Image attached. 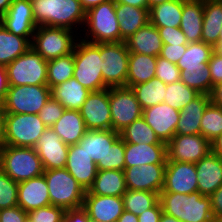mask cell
I'll return each mask as SVG.
<instances>
[{"label":"cell","mask_w":222,"mask_h":222,"mask_svg":"<svg viewBox=\"0 0 222 222\" xmlns=\"http://www.w3.org/2000/svg\"><path fill=\"white\" fill-rule=\"evenodd\" d=\"M211 152L222 158V133L211 141Z\"/></svg>","instance_id":"94428289"},{"label":"cell","mask_w":222,"mask_h":222,"mask_svg":"<svg viewBox=\"0 0 222 222\" xmlns=\"http://www.w3.org/2000/svg\"><path fill=\"white\" fill-rule=\"evenodd\" d=\"M117 222H138V217L137 215L124 210Z\"/></svg>","instance_id":"03108f58"},{"label":"cell","mask_w":222,"mask_h":222,"mask_svg":"<svg viewBox=\"0 0 222 222\" xmlns=\"http://www.w3.org/2000/svg\"><path fill=\"white\" fill-rule=\"evenodd\" d=\"M13 0H0V20L10 7Z\"/></svg>","instance_id":"003e7915"},{"label":"cell","mask_w":222,"mask_h":222,"mask_svg":"<svg viewBox=\"0 0 222 222\" xmlns=\"http://www.w3.org/2000/svg\"><path fill=\"white\" fill-rule=\"evenodd\" d=\"M167 1H170V0H147L148 9L151 8V7H153V6H156V5H158V4L167 2Z\"/></svg>","instance_id":"89a4df30"},{"label":"cell","mask_w":222,"mask_h":222,"mask_svg":"<svg viewBox=\"0 0 222 222\" xmlns=\"http://www.w3.org/2000/svg\"><path fill=\"white\" fill-rule=\"evenodd\" d=\"M213 51L214 47L203 41L188 43L185 54L176 65L180 70L205 68L208 66Z\"/></svg>","instance_id":"74e56055"},{"label":"cell","mask_w":222,"mask_h":222,"mask_svg":"<svg viewBox=\"0 0 222 222\" xmlns=\"http://www.w3.org/2000/svg\"><path fill=\"white\" fill-rule=\"evenodd\" d=\"M50 98L47 85L9 86L3 105L6 114H38Z\"/></svg>","instance_id":"30bf717a"},{"label":"cell","mask_w":222,"mask_h":222,"mask_svg":"<svg viewBox=\"0 0 222 222\" xmlns=\"http://www.w3.org/2000/svg\"><path fill=\"white\" fill-rule=\"evenodd\" d=\"M117 3L127 4L139 8H148L147 0H115Z\"/></svg>","instance_id":"be15d7a7"},{"label":"cell","mask_w":222,"mask_h":222,"mask_svg":"<svg viewBox=\"0 0 222 222\" xmlns=\"http://www.w3.org/2000/svg\"><path fill=\"white\" fill-rule=\"evenodd\" d=\"M130 53L159 56L163 47L158 28L150 22L124 41Z\"/></svg>","instance_id":"484cf974"},{"label":"cell","mask_w":222,"mask_h":222,"mask_svg":"<svg viewBox=\"0 0 222 222\" xmlns=\"http://www.w3.org/2000/svg\"><path fill=\"white\" fill-rule=\"evenodd\" d=\"M65 108L52 96L38 113L46 127H52L61 117Z\"/></svg>","instance_id":"681fc988"},{"label":"cell","mask_w":222,"mask_h":222,"mask_svg":"<svg viewBox=\"0 0 222 222\" xmlns=\"http://www.w3.org/2000/svg\"><path fill=\"white\" fill-rule=\"evenodd\" d=\"M27 212L20 206L0 210V222H24Z\"/></svg>","instance_id":"db71d44e"},{"label":"cell","mask_w":222,"mask_h":222,"mask_svg":"<svg viewBox=\"0 0 222 222\" xmlns=\"http://www.w3.org/2000/svg\"><path fill=\"white\" fill-rule=\"evenodd\" d=\"M30 48L26 38L10 33L0 23V66H7Z\"/></svg>","instance_id":"d590c367"},{"label":"cell","mask_w":222,"mask_h":222,"mask_svg":"<svg viewBox=\"0 0 222 222\" xmlns=\"http://www.w3.org/2000/svg\"><path fill=\"white\" fill-rule=\"evenodd\" d=\"M66 210L49 205L27 212V216L35 222H62Z\"/></svg>","instance_id":"c3c4849f"},{"label":"cell","mask_w":222,"mask_h":222,"mask_svg":"<svg viewBox=\"0 0 222 222\" xmlns=\"http://www.w3.org/2000/svg\"><path fill=\"white\" fill-rule=\"evenodd\" d=\"M119 137V132L112 129L87 130L78 144L97 164L98 170H106L107 151Z\"/></svg>","instance_id":"7402d4cb"},{"label":"cell","mask_w":222,"mask_h":222,"mask_svg":"<svg viewBox=\"0 0 222 222\" xmlns=\"http://www.w3.org/2000/svg\"><path fill=\"white\" fill-rule=\"evenodd\" d=\"M187 45H169L163 44L160 57L168 60L173 64H177L183 54H185Z\"/></svg>","instance_id":"816d5d0a"},{"label":"cell","mask_w":222,"mask_h":222,"mask_svg":"<svg viewBox=\"0 0 222 222\" xmlns=\"http://www.w3.org/2000/svg\"><path fill=\"white\" fill-rule=\"evenodd\" d=\"M222 133V108L210 103L203 114L200 134L210 142Z\"/></svg>","instance_id":"ee69618b"},{"label":"cell","mask_w":222,"mask_h":222,"mask_svg":"<svg viewBox=\"0 0 222 222\" xmlns=\"http://www.w3.org/2000/svg\"><path fill=\"white\" fill-rule=\"evenodd\" d=\"M212 85L222 81V55H219L215 51L212 52L210 60L208 62Z\"/></svg>","instance_id":"f5cc1de1"},{"label":"cell","mask_w":222,"mask_h":222,"mask_svg":"<svg viewBox=\"0 0 222 222\" xmlns=\"http://www.w3.org/2000/svg\"><path fill=\"white\" fill-rule=\"evenodd\" d=\"M74 54L73 77L91 92L109 88L103 81L102 67L104 61L100 59V43L93 44L77 39Z\"/></svg>","instance_id":"3957f363"},{"label":"cell","mask_w":222,"mask_h":222,"mask_svg":"<svg viewBox=\"0 0 222 222\" xmlns=\"http://www.w3.org/2000/svg\"><path fill=\"white\" fill-rule=\"evenodd\" d=\"M180 81L200 94L210 95L213 85L209 66L180 70Z\"/></svg>","instance_id":"b9f144b4"},{"label":"cell","mask_w":222,"mask_h":222,"mask_svg":"<svg viewBox=\"0 0 222 222\" xmlns=\"http://www.w3.org/2000/svg\"><path fill=\"white\" fill-rule=\"evenodd\" d=\"M83 208L91 222H117L124 211L122 196H101L85 192Z\"/></svg>","instance_id":"ffe728a7"},{"label":"cell","mask_w":222,"mask_h":222,"mask_svg":"<svg viewBox=\"0 0 222 222\" xmlns=\"http://www.w3.org/2000/svg\"><path fill=\"white\" fill-rule=\"evenodd\" d=\"M183 0H170L149 8V22L156 28L180 27Z\"/></svg>","instance_id":"836d02e7"},{"label":"cell","mask_w":222,"mask_h":222,"mask_svg":"<svg viewBox=\"0 0 222 222\" xmlns=\"http://www.w3.org/2000/svg\"><path fill=\"white\" fill-rule=\"evenodd\" d=\"M88 191L101 196H122L127 191L124 171L98 170Z\"/></svg>","instance_id":"1f68e13d"},{"label":"cell","mask_w":222,"mask_h":222,"mask_svg":"<svg viewBox=\"0 0 222 222\" xmlns=\"http://www.w3.org/2000/svg\"><path fill=\"white\" fill-rule=\"evenodd\" d=\"M157 57L129 53V66L126 87L147 82L155 77Z\"/></svg>","instance_id":"d6a6232c"},{"label":"cell","mask_w":222,"mask_h":222,"mask_svg":"<svg viewBox=\"0 0 222 222\" xmlns=\"http://www.w3.org/2000/svg\"><path fill=\"white\" fill-rule=\"evenodd\" d=\"M198 191L211 196L222 185V158L210 152L195 163Z\"/></svg>","instance_id":"cb8c5ba5"},{"label":"cell","mask_w":222,"mask_h":222,"mask_svg":"<svg viewBox=\"0 0 222 222\" xmlns=\"http://www.w3.org/2000/svg\"><path fill=\"white\" fill-rule=\"evenodd\" d=\"M90 93L74 77L51 89V96L67 110H80Z\"/></svg>","instance_id":"4dcf8cb0"},{"label":"cell","mask_w":222,"mask_h":222,"mask_svg":"<svg viewBox=\"0 0 222 222\" xmlns=\"http://www.w3.org/2000/svg\"><path fill=\"white\" fill-rule=\"evenodd\" d=\"M125 167L166 164L167 144L125 143Z\"/></svg>","instance_id":"d4e9b609"},{"label":"cell","mask_w":222,"mask_h":222,"mask_svg":"<svg viewBox=\"0 0 222 222\" xmlns=\"http://www.w3.org/2000/svg\"><path fill=\"white\" fill-rule=\"evenodd\" d=\"M214 51L219 55H222V41H218V43L214 46Z\"/></svg>","instance_id":"2644e50d"},{"label":"cell","mask_w":222,"mask_h":222,"mask_svg":"<svg viewBox=\"0 0 222 222\" xmlns=\"http://www.w3.org/2000/svg\"><path fill=\"white\" fill-rule=\"evenodd\" d=\"M159 201L164 213L181 222H215L210 196L199 191L190 194L160 192Z\"/></svg>","instance_id":"7a4b0ae2"},{"label":"cell","mask_w":222,"mask_h":222,"mask_svg":"<svg viewBox=\"0 0 222 222\" xmlns=\"http://www.w3.org/2000/svg\"><path fill=\"white\" fill-rule=\"evenodd\" d=\"M200 93L188 87L182 81L167 84L164 101L170 107L181 111L188 103L194 100Z\"/></svg>","instance_id":"7bdbcfd3"},{"label":"cell","mask_w":222,"mask_h":222,"mask_svg":"<svg viewBox=\"0 0 222 222\" xmlns=\"http://www.w3.org/2000/svg\"><path fill=\"white\" fill-rule=\"evenodd\" d=\"M124 210L140 215L159 202V194L143 190H127L123 195Z\"/></svg>","instance_id":"60d3db41"},{"label":"cell","mask_w":222,"mask_h":222,"mask_svg":"<svg viewBox=\"0 0 222 222\" xmlns=\"http://www.w3.org/2000/svg\"><path fill=\"white\" fill-rule=\"evenodd\" d=\"M142 117L154 130L161 142L167 144L176 135L180 111L170 107L165 102L144 108Z\"/></svg>","instance_id":"d6986e66"},{"label":"cell","mask_w":222,"mask_h":222,"mask_svg":"<svg viewBox=\"0 0 222 222\" xmlns=\"http://www.w3.org/2000/svg\"><path fill=\"white\" fill-rule=\"evenodd\" d=\"M36 26L75 29L84 26L86 11L80 0H30ZM76 26V27H74ZM74 27V28H73Z\"/></svg>","instance_id":"6da1fadb"},{"label":"cell","mask_w":222,"mask_h":222,"mask_svg":"<svg viewBox=\"0 0 222 222\" xmlns=\"http://www.w3.org/2000/svg\"><path fill=\"white\" fill-rule=\"evenodd\" d=\"M18 206V182L0 169V210Z\"/></svg>","instance_id":"f6af8a7d"},{"label":"cell","mask_w":222,"mask_h":222,"mask_svg":"<svg viewBox=\"0 0 222 222\" xmlns=\"http://www.w3.org/2000/svg\"><path fill=\"white\" fill-rule=\"evenodd\" d=\"M213 218L222 219V185L210 196Z\"/></svg>","instance_id":"6f0895ef"},{"label":"cell","mask_w":222,"mask_h":222,"mask_svg":"<svg viewBox=\"0 0 222 222\" xmlns=\"http://www.w3.org/2000/svg\"><path fill=\"white\" fill-rule=\"evenodd\" d=\"M65 168L86 191L98 172L97 164L78 143L69 146Z\"/></svg>","instance_id":"44dd1931"},{"label":"cell","mask_w":222,"mask_h":222,"mask_svg":"<svg viewBox=\"0 0 222 222\" xmlns=\"http://www.w3.org/2000/svg\"><path fill=\"white\" fill-rule=\"evenodd\" d=\"M115 11L119 22L120 42H124L138 29L149 23V9L129 6L115 1Z\"/></svg>","instance_id":"83f0119b"},{"label":"cell","mask_w":222,"mask_h":222,"mask_svg":"<svg viewBox=\"0 0 222 222\" xmlns=\"http://www.w3.org/2000/svg\"><path fill=\"white\" fill-rule=\"evenodd\" d=\"M129 53L125 42L100 43L102 77L109 88L126 86Z\"/></svg>","instance_id":"8fae6325"},{"label":"cell","mask_w":222,"mask_h":222,"mask_svg":"<svg viewBox=\"0 0 222 222\" xmlns=\"http://www.w3.org/2000/svg\"><path fill=\"white\" fill-rule=\"evenodd\" d=\"M34 149L41 159L44 170L65 168L69 146L51 127L44 130Z\"/></svg>","instance_id":"ac0fdd59"},{"label":"cell","mask_w":222,"mask_h":222,"mask_svg":"<svg viewBox=\"0 0 222 222\" xmlns=\"http://www.w3.org/2000/svg\"><path fill=\"white\" fill-rule=\"evenodd\" d=\"M166 164H143L125 167L127 190H143L160 194L164 184Z\"/></svg>","instance_id":"e0dca14e"},{"label":"cell","mask_w":222,"mask_h":222,"mask_svg":"<svg viewBox=\"0 0 222 222\" xmlns=\"http://www.w3.org/2000/svg\"><path fill=\"white\" fill-rule=\"evenodd\" d=\"M0 169L15 182L43 175L44 168L34 148L2 145Z\"/></svg>","instance_id":"277c9868"},{"label":"cell","mask_w":222,"mask_h":222,"mask_svg":"<svg viewBox=\"0 0 222 222\" xmlns=\"http://www.w3.org/2000/svg\"><path fill=\"white\" fill-rule=\"evenodd\" d=\"M73 32L76 30L38 26L32 37L31 48L46 61L65 56L74 51L77 43L75 37L78 35L77 33L74 35Z\"/></svg>","instance_id":"52a82bcc"},{"label":"cell","mask_w":222,"mask_h":222,"mask_svg":"<svg viewBox=\"0 0 222 222\" xmlns=\"http://www.w3.org/2000/svg\"><path fill=\"white\" fill-rule=\"evenodd\" d=\"M9 88L6 66H0V102L3 103Z\"/></svg>","instance_id":"680465c9"},{"label":"cell","mask_w":222,"mask_h":222,"mask_svg":"<svg viewBox=\"0 0 222 222\" xmlns=\"http://www.w3.org/2000/svg\"><path fill=\"white\" fill-rule=\"evenodd\" d=\"M195 163L167 161L161 192L190 194L198 191Z\"/></svg>","instance_id":"9a60e30c"},{"label":"cell","mask_w":222,"mask_h":222,"mask_svg":"<svg viewBox=\"0 0 222 222\" xmlns=\"http://www.w3.org/2000/svg\"><path fill=\"white\" fill-rule=\"evenodd\" d=\"M180 69L176 64L157 56L155 77L165 84L180 81Z\"/></svg>","instance_id":"7dc6e473"},{"label":"cell","mask_w":222,"mask_h":222,"mask_svg":"<svg viewBox=\"0 0 222 222\" xmlns=\"http://www.w3.org/2000/svg\"><path fill=\"white\" fill-rule=\"evenodd\" d=\"M51 205L44 175L18 183V206L30 212Z\"/></svg>","instance_id":"603a6c76"},{"label":"cell","mask_w":222,"mask_h":222,"mask_svg":"<svg viewBox=\"0 0 222 222\" xmlns=\"http://www.w3.org/2000/svg\"><path fill=\"white\" fill-rule=\"evenodd\" d=\"M110 0H80L82 8L87 12L90 8L95 7L103 2Z\"/></svg>","instance_id":"e7e4bbea"},{"label":"cell","mask_w":222,"mask_h":222,"mask_svg":"<svg viewBox=\"0 0 222 222\" xmlns=\"http://www.w3.org/2000/svg\"><path fill=\"white\" fill-rule=\"evenodd\" d=\"M47 62L32 48L6 66L9 86L47 85Z\"/></svg>","instance_id":"9c48e42d"},{"label":"cell","mask_w":222,"mask_h":222,"mask_svg":"<svg viewBox=\"0 0 222 222\" xmlns=\"http://www.w3.org/2000/svg\"><path fill=\"white\" fill-rule=\"evenodd\" d=\"M211 103L210 95L199 94L188 103L181 111L176 134L196 135L200 134L201 119L206 107Z\"/></svg>","instance_id":"4316f807"},{"label":"cell","mask_w":222,"mask_h":222,"mask_svg":"<svg viewBox=\"0 0 222 222\" xmlns=\"http://www.w3.org/2000/svg\"><path fill=\"white\" fill-rule=\"evenodd\" d=\"M218 41H222V26H221V31H220V34H219V37H218Z\"/></svg>","instance_id":"8c879c8a"},{"label":"cell","mask_w":222,"mask_h":222,"mask_svg":"<svg viewBox=\"0 0 222 222\" xmlns=\"http://www.w3.org/2000/svg\"><path fill=\"white\" fill-rule=\"evenodd\" d=\"M222 26V0H204L202 41L213 47L218 43Z\"/></svg>","instance_id":"e575fe53"},{"label":"cell","mask_w":222,"mask_h":222,"mask_svg":"<svg viewBox=\"0 0 222 222\" xmlns=\"http://www.w3.org/2000/svg\"><path fill=\"white\" fill-rule=\"evenodd\" d=\"M210 101L215 106L222 108V81L213 86L210 93Z\"/></svg>","instance_id":"91938a15"},{"label":"cell","mask_w":222,"mask_h":222,"mask_svg":"<svg viewBox=\"0 0 222 222\" xmlns=\"http://www.w3.org/2000/svg\"><path fill=\"white\" fill-rule=\"evenodd\" d=\"M5 115L6 111L4 109V105L0 102V147L3 145L4 139Z\"/></svg>","instance_id":"6125c7cd"},{"label":"cell","mask_w":222,"mask_h":222,"mask_svg":"<svg viewBox=\"0 0 222 222\" xmlns=\"http://www.w3.org/2000/svg\"><path fill=\"white\" fill-rule=\"evenodd\" d=\"M74 54L73 52L47 62V86L52 89L74 75Z\"/></svg>","instance_id":"f35d334b"},{"label":"cell","mask_w":222,"mask_h":222,"mask_svg":"<svg viewBox=\"0 0 222 222\" xmlns=\"http://www.w3.org/2000/svg\"><path fill=\"white\" fill-rule=\"evenodd\" d=\"M0 23L10 33L24 37L31 43L37 26L30 0H13Z\"/></svg>","instance_id":"2e32d148"},{"label":"cell","mask_w":222,"mask_h":222,"mask_svg":"<svg viewBox=\"0 0 222 222\" xmlns=\"http://www.w3.org/2000/svg\"><path fill=\"white\" fill-rule=\"evenodd\" d=\"M79 111L87 130L112 129L109 88L91 92Z\"/></svg>","instance_id":"5bb4252c"},{"label":"cell","mask_w":222,"mask_h":222,"mask_svg":"<svg viewBox=\"0 0 222 222\" xmlns=\"http://www.w3.org/2000/svg\"><path fill=\"white\" fill-rule=\"evenodd\" d=\"M163 44L169 45H187L186 36L181 31L180 27H160L158 28Z\"/></svg>","instance_id":"f907efd6"},{"label":"cell","mask_w":222,"mask_h":222,"mask_svg":"<svg viewBox=\"0 0 222 222\" xmlns=\"http://www.w3.org/2000/svg\"><path fill=\"white\" fill-rule=\"evenodd\" d=\"M109 105L113 131L120 132L142 117L143 109L130 87H110Z\"/></svg>","instance_id":"7c38bea8"},{"label":"cell","mask_w":222,"mask_h":222,"mask_svg":"<svg viewBox=\"0 0 222 222\" xmlns=\"http://www.w3.org/2000/svg\"><path fill=\"white\" fill-rule=\"evenodd\" d=\"M50 202L65 210L83 207L86 190L66 168L44 170Z\"/></svg>","instance_id":"8992f818"},{"label":"cell","mask_w":222,"mask_h":222,"mask_svg":"<svg viewBox=\"0 0 222 222\" xmlns=\"http://www.w3.org/2000/svg\"><path fill=\"white\" fill-rule=\"evenodd\" d=\"M167 84L160 79H153L131 87L142 109L160 104L166 96Z\"/></svg>","instance_id":"8d00e7d4"},{"label":"cell","mask_w":222,"mask_h":222,"mask_svg":"<svg viewBox=\"0 0 222 222\" xmlns=\"http://www.w3.org/2000/svg\"><path fill=\"white\" fill-rule=\"evenodd\" d=\"M204 0H183L180 29L188 43L202 41Z\"/></svg>","instance_id":"f1b7e54d"},{"label":"cell","mask_w":222,"mask_h":222,"mask_svg":"<svg viewBox=\"0 0 222 222\" xmlns=\"http://www.w3.org/2000/svg\"><path fill=\"white\" fill-rule=\"evenodd\" d=\"M24 222H35V221H32V219L27 216Z\"/></svg>","instance_id":"753ad0ef"},{"label":"cell","mask_w":222,"mask_h":222,"mask_svg":"<svg viewBox=\"0 0 222 222\" xmlns=\"http://www.w3.org/2000/svg\"><path fill=\"white\" fill-rule=\"evenodd\" d=\"M119 135L124 143L166 144L160 141L154 130L146 123L143 117H140L125 127L119 132Z\"/></svg>","instance_id":"ab89813d"},{"label":"cell","mask_w":222,"mask_h":222,"mask_svg":"<svg viewBox=\"0 0 222 222\" xmlns=\"http://www.w3.org/2000/svg\"><path fill=\"white\" fill-rule=\"evenodd\" d=\"M68 146L77 144L85 135L87 128L79 110H67L51 127Z\"/></svg>","instance_id":"f546056e"},{"label":"cell","mask_w":222,"mask_h":222,"mask_svg":"<svg viewBox=\"0 0 222 222\" xmlns=\"http://www.w3.org/2000/svg\"><path fill=\"white\" fill-rule=\"evenodd\" d=\"M211 152V142L201 134H176L167 143V161L197 163Z\"/></svg>","instance_id":"4fadbf2b"},{"label":"cell","mask_w":222,"mask_h":222,"mask_svg":"<svg viewBox=\"0 0 222 222\" xmlns=\"http://www.w3.org/2000/svg\"><path fill=\"white\" fill-rule=\"evenodd\" d=\"M62 222H91L83 207L66 210Z\"/></svg>","instance_id":"11a10c76"},{"label":"cell","mask_w":222,"mask_h":222,"mask_svg":"<svg viewBox=\"0 0 222 222\" xmlns=\"http://www.w3.org/2000/svg\"><path fill=\"white\" fill-rule=\"evenodd\" d=\"M46 128L38 114H6L3 145L34 148Z\"/></svg>","instance_id":"ba28073f"},{"label":"cell","mask_w":222,"mask_h":222,"mask_svg":"<svg viewBox=\"0 0 222 222\" xmlns=\"http://www.w3.org/2000/svg\"><path fill=\"white\" fill-rule=\"evenodd\" d=\"M163 213L160 201L152 208L138 215V222H159Z\"/></svg>","instance_id":"9f6ffc18"},{"label":"cell","mask_w":222,"mask_h":222,"mask_svg":"<svg viewBox=\"0 0 222 222\" xmlns=\"http://www.w3.org/2000/svg\"><path fill=\"white\" fill-rule=\"evenodd\" d=\"M159 222H181L177 218L170 216L166 213H162Z\"/></svg>","instance_id":"a7ac6f4b"},{"label":"cell","mask_w":222,"mask_h":222,"mask_svg":"<svg viewBox=\"0 0 222 222\" xmlns=\"http://www.w3.org/2000/svg\"><path fill=\"white\" fill-rule=\"evenodd\" d=\"M125 143L119 137L106 154V170H122L125 169Z\"/></svg>","instance_id":"bcb514c9"},{"label":"cell","mask_w":222,"mask_h":222,"mask_svg":"<svg viewBox=\"0 0 222 222\" xmlns=\"http://www.w3.org/2000/svg\"><path fill=\"white\" fill-rule=\"evenodd\" d=\"M84 25V30H86L85 37L84 39L82 38L84 41L93 44L120 42V30L115 11V0L103 2L90 8L86 12Z\"/></svg>","instance_id":"5b68a950"}]
</instances>
